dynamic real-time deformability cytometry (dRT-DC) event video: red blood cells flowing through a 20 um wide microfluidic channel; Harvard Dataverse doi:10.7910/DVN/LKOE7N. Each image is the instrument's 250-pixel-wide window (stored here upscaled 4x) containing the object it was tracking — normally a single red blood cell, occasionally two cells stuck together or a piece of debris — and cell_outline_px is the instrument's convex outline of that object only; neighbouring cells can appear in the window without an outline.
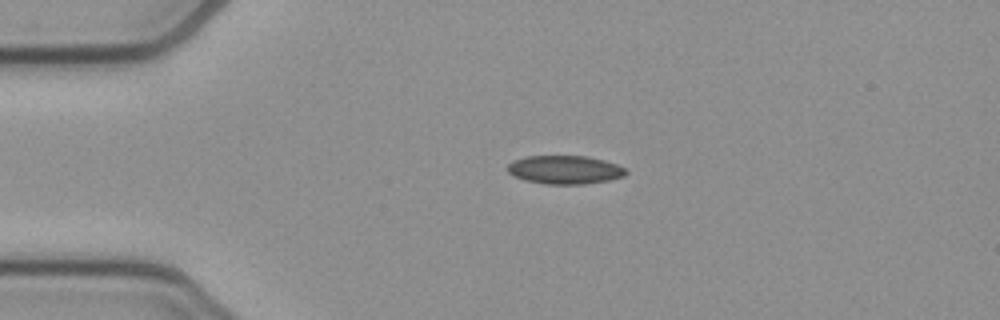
{"species": "common noctule bat (a hibernating species)", "species_latin": "Nyctalus noctula", "temperature_condition": "cold", "stored_images_in_passage": 42, "camera_frame_rate_fps": 3000, "um_per_image_px": 0.085, "animal": {"sex": "female", "body_mass_g": 21.9}, "frame": {"image": 1, "passage_image": 1, "time_ms": 0.0, "image_size_px": [1000, 320], "cell_outline_px": [[628, 172], [624, 176], [608, 180], [584, 184], [544, 184], [524, 180], [508, 172], [508, 164], [524, 156], [588, 156], [604, 160], [628, 168]], "centroid_in_image_um": [48.05, 14.43], "position_along_channel_um": 36.9, "area_um2": 19.65}}
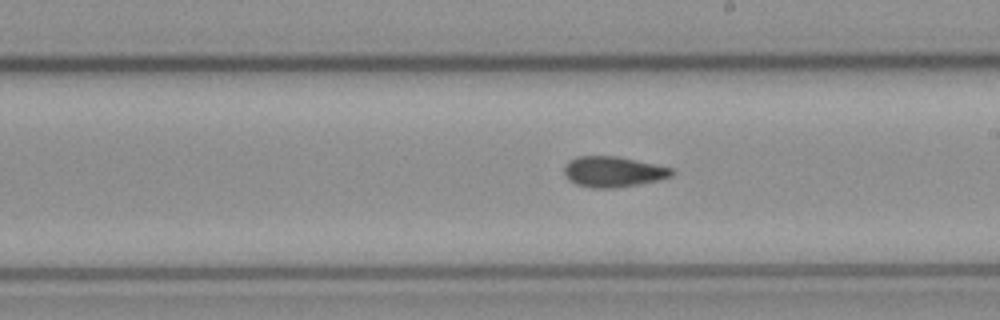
{"frame": {"image": 2, "passage_image": 19, "time_ms": 6.0, "image_size_px": [1000, 320], "cell_outline_px": [[676, 172], [672, 176], [656, 180], [616, 188], [592, 188], [576, 184], [568, 180], [564, 176], [564, 164], [568, 160], [576, 156], [620, 156], [676, 168]], "centroid_in_image_um": [52.12, 14.58], "position_along_channel_um": 236.9, "area_um2": 19.59}}
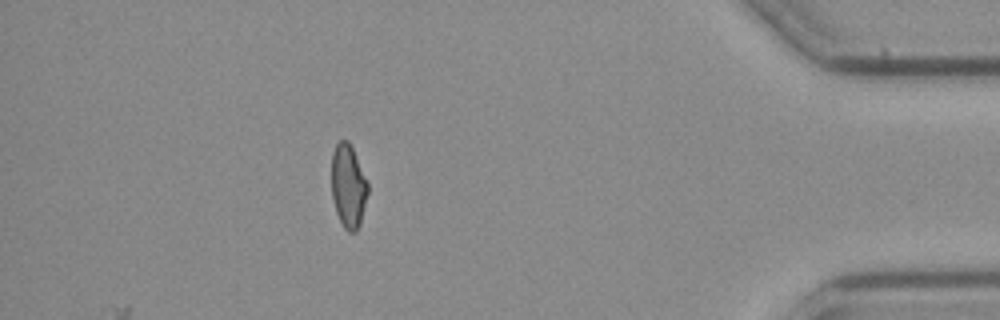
{"frame": {"image": 3, "passage_image": 36, "time_ms": 11.667, "image_size_px": [1000, 320], "cell_outline_px": [[368, 192], [360, 224], [356, 232], [348, 232], [344, 228], [336, 212], [332, 196], [332, 152], [336, 144], [340, 140], [348, 140], [352, 148], [368, 184]], "centroid_in_image_um": [29.59, 15.84], "position_along_channel_um": 405.6, "area_um2": 17.46}, "authors_computed_cell_mechanics": {"area_um2": 18.9584, "velocity_mm_per_s": 3.872, "shape_relaxation_time_tau1_ms": null, "shape_relaxation_time_tau2_ms": 4.3198, "deformation_change_tau1": null, "deformation_change_tau2": 0.0862}}